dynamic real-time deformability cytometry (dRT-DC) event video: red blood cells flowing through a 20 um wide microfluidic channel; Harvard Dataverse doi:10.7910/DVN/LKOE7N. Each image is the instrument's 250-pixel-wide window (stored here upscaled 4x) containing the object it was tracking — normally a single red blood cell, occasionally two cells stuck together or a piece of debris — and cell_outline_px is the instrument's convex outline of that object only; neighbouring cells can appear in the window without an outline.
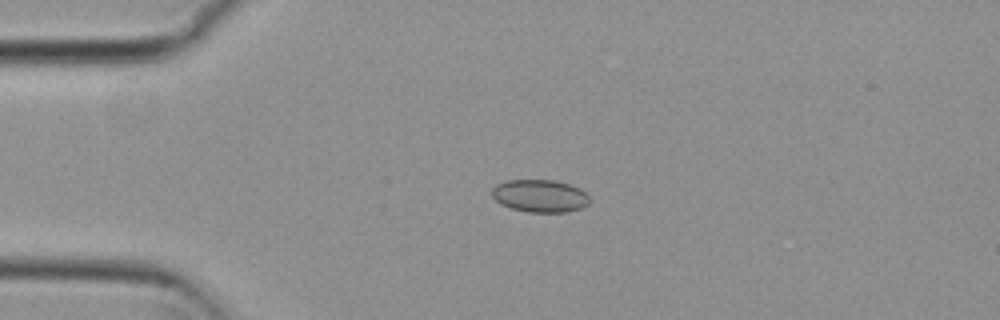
{"species": "common noctule bat (a hibernating species)", "species_latin": "Nyctalus noctula", "temperature_condition": "cold", "stored_images_in_passage": 46, "camera_frame_rate_fps": 3000, "um_per_image_px": 0.085, "animal": {"sex": "female", "body_mass_g": 29.2, "forearm_length_mm": 56.3}, "frame": {"image": 1, "passage_image": 4, "time_ms": 1.0, "image_size_px": [1000, 320], "cell_outline_px": [[588, 204], [584, 208], [568, 212], [528, 212], [512, 208], [500, 204], [492, 196], [492, 188], [496, 184], [504, 180], [552, 180], [568, 184], [580, 188], [588, 196]], "centroid_in_image_um": [45.88, 16.65], "position_along_channel_um": 39.1, "area_um2": 18.61}}
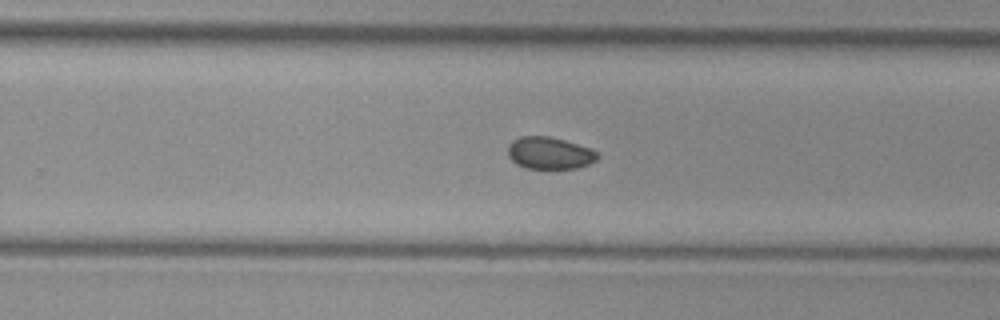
{"frame": {"image": 2, "passage_image": 26, "time_ms": 8.333, "image_size_px": [1000, 320], "cell_outline_px": [[600, 156], [596, 160], [588, 164], [576, 168], [524, 168], [516, 164], [508, 156], [508, 144], [512, 140], [520, 136], [548, 136], [564, 140], [588, 148], [596, 152]], "centroid_in_image_um": [46.66, 13.01], "position_along_channel_um": 283.1, "area_um2": 16.65}}
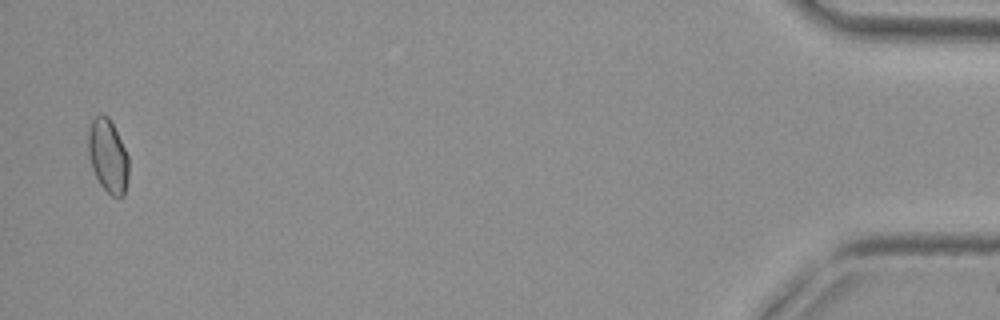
{"frame": {"image": 3, "passage_image": 45, "time_ms": 14.667, "image_size_px": [1000, 320], "cell_outline_px": [[128, 176], [124, 196], [112, 196], [100, 184], [92, 168], [88, 156], [88, 132], [92, 120], [96, 116], [108, 116], [128, 156]], "centroid_in_image_um": [9.16, 13.28], "position_along_channel_um": 426.0, "area_um2": 16.94}, "authors_computed_cell_mechanics": {"area_um2": 17.34, "velocity_mm_per_s": 3.7344, "shape_relaxation_time_tau1_ms": null, "shape_relaxation_time_tau2_ms": 3.8161, "deformation_change_tau1": null, "deformation_change_tau2": 0.0493}}